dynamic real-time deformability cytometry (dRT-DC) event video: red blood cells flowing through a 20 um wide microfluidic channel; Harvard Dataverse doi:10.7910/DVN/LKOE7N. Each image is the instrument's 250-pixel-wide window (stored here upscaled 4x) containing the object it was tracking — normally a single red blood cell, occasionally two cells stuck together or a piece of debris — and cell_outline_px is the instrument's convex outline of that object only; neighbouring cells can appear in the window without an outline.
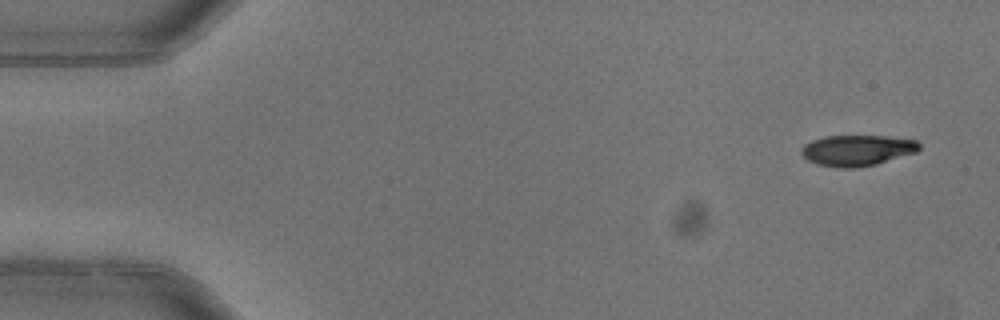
{"species": "common noctule bat (a hibernating species)", "species_latin": "Nyctalus noctula", "temperature_condition": "warm", "stored_images_in_passage": 5, "camera_frame_rate_fps": 3000, "um_per_image_px": 0.085, "animal": {"sex": "female"}, "frame": {"image": 1, "passage_image": 1, "time_ms": 0.0, "image_size_px": [1000, 320], "cell_outline_px": [[920, 148], [916, 152], [876, 164], [856, 168], [836, 168], [816, 164], [808, 160], [800, 152], [804, 144], [812, 140], [824, 136], [884, 136], [916, 140], [920, 144]], "centroid_in_image_um": [72.83, 12.78], "position_along_channel_um": 12.2, "area_um2": 21.21}}
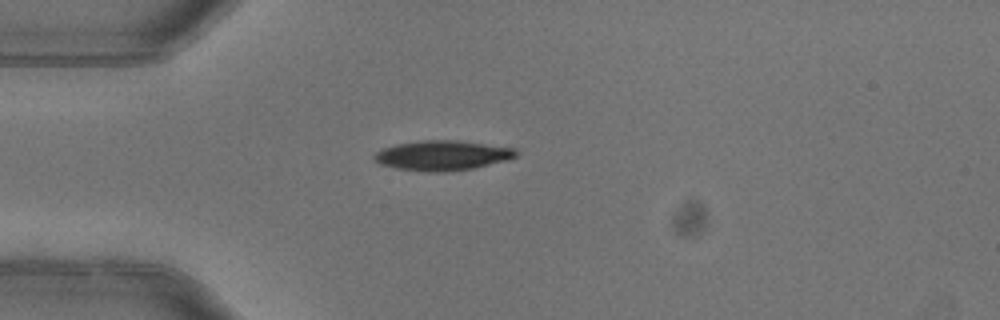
{"frame": {"image": 2, "passage_image": 4, "time_ms": 1.0, "image_size_px": [1000, 320], "cell_outline_px": [[520, 152], [516, 156], [508, 160], [472, 168], [436, 172], [428, 172], [396, 168], [380, 164], [372, 160], [372, 156], [376, 152], [384, 148], [396, 144], [424, 140], [456, 140], [516, 148]], "centroid_in_image_um": [37.6, 13.2], "position_along_channel_um": 47.4, "area_um2": 24.62}}